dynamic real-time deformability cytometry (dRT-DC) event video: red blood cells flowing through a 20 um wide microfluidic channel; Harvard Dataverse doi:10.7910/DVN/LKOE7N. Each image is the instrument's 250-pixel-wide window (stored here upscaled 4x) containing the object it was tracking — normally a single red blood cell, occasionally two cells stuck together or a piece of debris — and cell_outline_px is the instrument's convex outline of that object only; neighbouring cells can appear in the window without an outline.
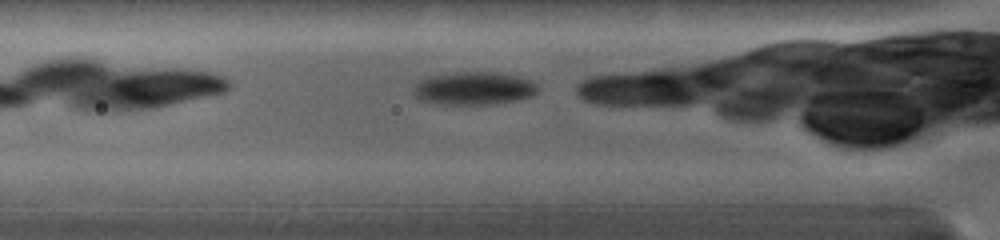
{"species": "common noctule bat (a hibernating species)", "species_latin": "Nyctalus noctula", "temperature_condition": "warm", "stored_images_in_passage": 11, "camera_frame_rate_fps": 5000, "um_per_image_px": 0.085, "animal": {"sex": "female", "body_mass_g": 19.0, "forearm_length_mm": 53.3}, "frame": {"image": 1, "passage_image": 2, "time_ms": 0.4, "image_size_px": [1000, 240], "cell_outline_px": [[540, 88], [532, 96], [516, 100], [496, 104], [432, 104], [420, 100], [412, 92], [412, 88], [420, 80], [428, 76], [452, 72], [500, 72], [532, 80]], "centroid_in_image_um": [40.26, 7.51], "position_along_channel_um": 85.5, "area_um2": 24.28}}
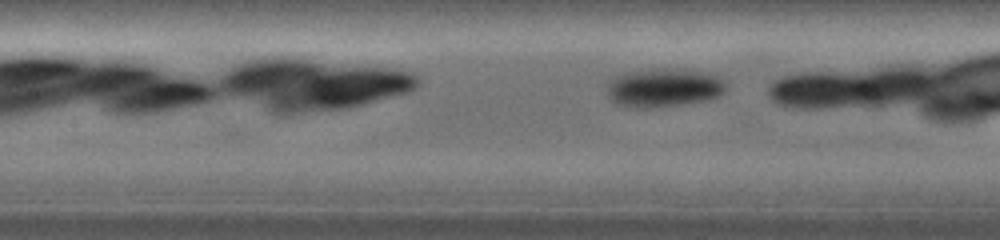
{"frame": {"image": 2, "passage_image": 6, "time_ms": 2.0, "image_size_px": [1000, 240], "cell_outline_px": [[728, 88], [720, 96], [712, 100], [684, 104], [648, 108], [636, 108], [616, 104], [608, 96], [608, 84], [616, 76], [632, 72], [680, 68], [700, 72], [716, 76], [724, 80]], "centroid_in_image_um": [56.49, 7.49], "position_along_channel_um": 150.9, "area_um2": 26.59}}
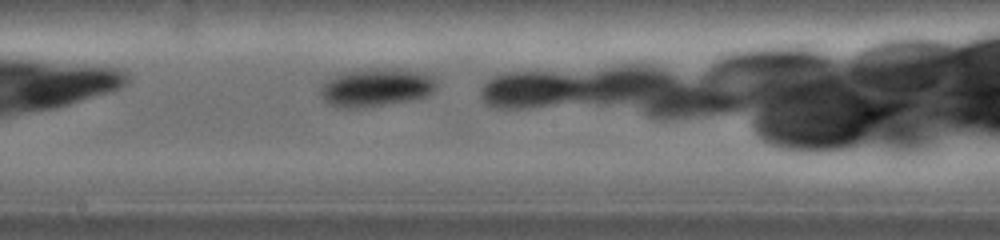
{"frame": {"image": 3, "passage_image": 10, "time_ms": 3.6, "image_size_px": [1000, 240], "cell_outline_px": [[436, 88], [428, 96], [416, 100], [356, 108], [336, 108], [328, 104], [320, 96], [320, 88], [328, 80], [336, 76], [352, 72], [416, 72], [432, 76], [436, 80]], "centroid_in_image_um": [31.96, 7.54], "position_along_channel_um": 216.2, "area_um2": 24.39}}